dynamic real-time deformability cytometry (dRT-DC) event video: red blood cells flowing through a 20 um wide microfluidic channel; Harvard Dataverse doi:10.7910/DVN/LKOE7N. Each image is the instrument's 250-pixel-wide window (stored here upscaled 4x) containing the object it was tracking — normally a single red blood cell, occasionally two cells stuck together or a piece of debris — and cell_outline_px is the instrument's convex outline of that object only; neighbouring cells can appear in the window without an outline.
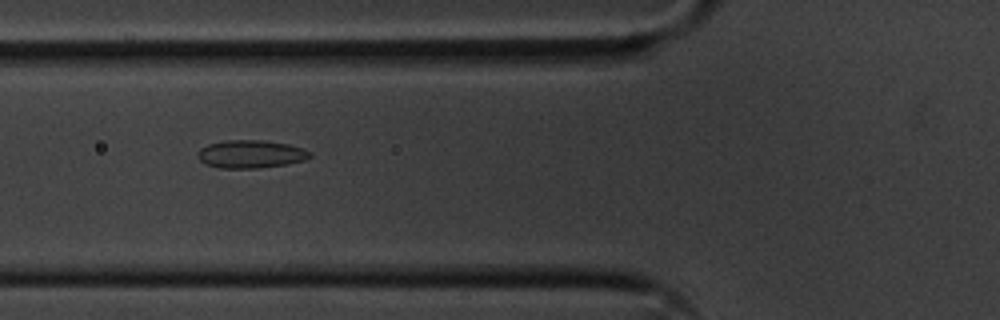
{"species": "common noctule bat (a hibernating species)", "species_latin": "Nyctalus noctula", "temperature_condition": "cold", "stored_images_in_passage": 35, "camera_frame_rate_fps": 3000, "um_per_image_px": 0.085, "animal": {"sex": "male", "body_mass_g": 20.1, "forearm_length_mm": 53.5}, "frame": {"image": 1, "passage_image": 4, "time_ms": 1.0, "image_size_px": [1000, 320], "cell_outline_px": [[312, 156], [304, 160], [288, 164], [260, 168], [220, 168], [208, 164], [200, 160], [196, 152], [200, 148], [208, 144], [228, 140], [260, 140], [288, 144], [304, 148], [312, 152]], "centroid_in_image_um": [21.34, 13.1], "position_along_channel_um": 104.5, "area_um2": 18.32}}
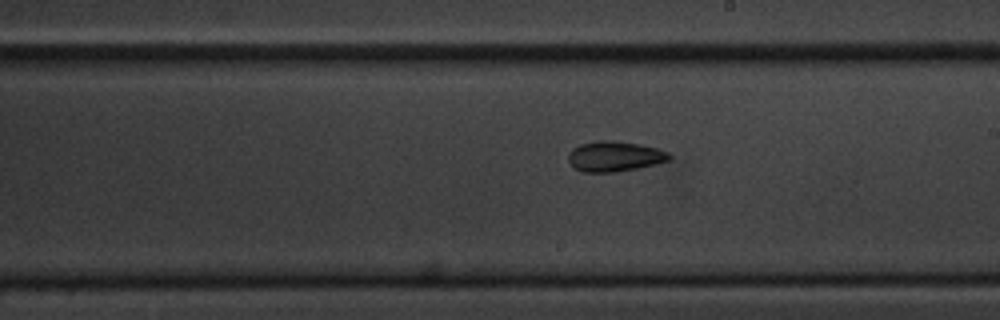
{"frame": {"image": 2, "passage_image": 15, "time_ms": 4.667, "image_size_px": [1000, 320], "cell_outline_px": [[672, 156], [668, 160], [656, 164], [616, 172], [584, 172], [576, 168], [568, 160], [568, 156], [572, 148], [580, 144], [596, 140], [612, 140], [640, 144], [656, 148], [668, 152]], "centroid_in_image_um": [52.24, 13.28], "position_along_channel_um": 236.8, "area_um2": 17.74}}
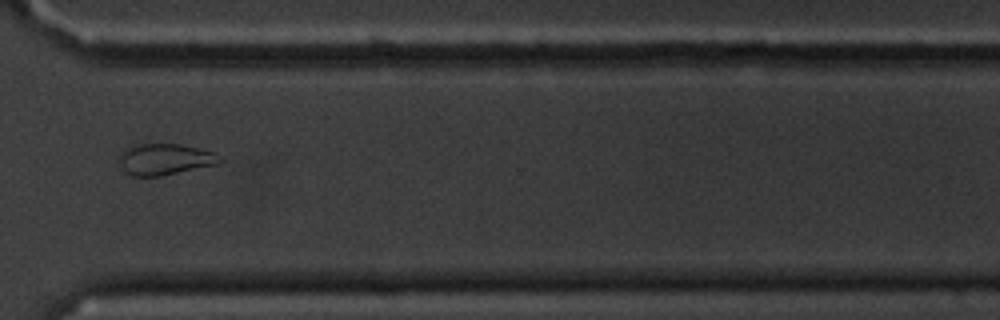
{"frame": {"image": 3, "passage_image": 25, "time_ms": 8.0, "image_size_px": [1000, 320], "cell_outline_px": [[224, 160], [220, 164], [160, 176], [132, 176], [120, 164], [120, 152], [124, 148], [140, 144], [180, 144], [212, 152]], "centroid_in_image_um": [14.03, 13.54], "position_along_channel_um": 356.6, "area_um2": 18.15}, "authors_computed_cell_mechanics": {"area_um2": 17.9758, "velocity_mm_per_s": 3.5957, "shape_relaxation_time_tau1_ms": 4.7127, "shape_relaxation_time_tau2_ms": 9.8079, "deformation_change_tau1": 0.0712, "deformation_change_tau2": 0.129}}